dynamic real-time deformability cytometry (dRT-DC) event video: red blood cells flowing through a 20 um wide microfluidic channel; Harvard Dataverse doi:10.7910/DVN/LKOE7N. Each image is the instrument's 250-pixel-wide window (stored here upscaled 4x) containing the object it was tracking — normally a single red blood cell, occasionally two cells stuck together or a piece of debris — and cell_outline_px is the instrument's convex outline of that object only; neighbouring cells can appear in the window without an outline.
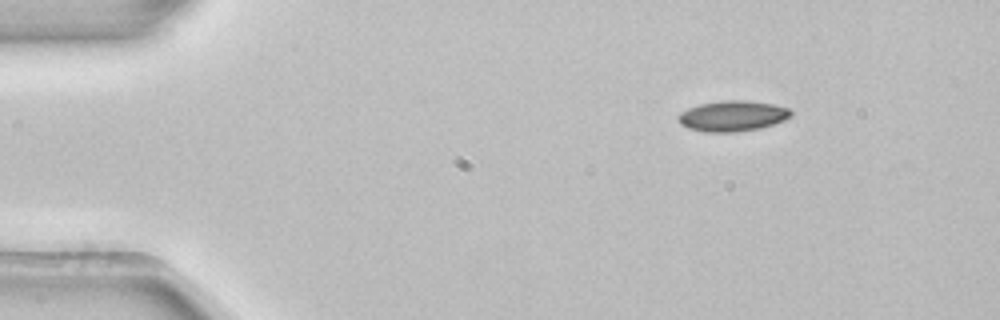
{"species": "common noctule bat (a hibernating species)", "species_latin": "Nyctalus noctula", "temperature_condition": "room temperature", "stored_images_in_passage": 3, "camera_frame_rate_fps": 3000, "um_per_image_px": 0.085, "animal": {"sex": "female", "body_mass_g": 22.7, "forearm_length_mm": 54.2}, "frame": {"image": 1, "passage_image": 1, "time_ms": 0.0, "image_size_px": [1000, 320], "cell_outline_px": [[792, 116], [784, 120], [760, 128], [736, 132], [704, 132], [688, 128], [680, 124], [680, 112], [688, 108], [700, 104], [724, 100], [744, 100], [776, 104], [788, 108], [792, 112]], "centroid_in_image_um": [62.29, 9.85], "position_along_channel_um": 22.7, "area_um2": 20.06}}
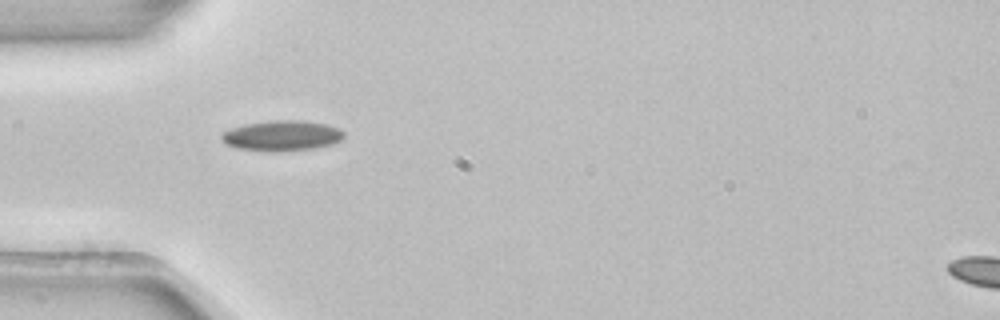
{"frame": {"image": 2, "passage_image": 3, "time_ms": 0.667, "image_size_px": [1000, 320], "cell_outline_px": [[344, 136], [340, 140], [332, 144], [312, 148], [276, 152], [268, 152], [236, 148], [228, 144], [220, 136], [224, 132], [232, 128], [248, 124], [276, 120], [304, 120], [324, 124], [336, 128], [344, 132]], "centroid_in_image_um": [23.97, 11.54], "position_along_channel_um": 61.0, "area_um2": 21.33}}